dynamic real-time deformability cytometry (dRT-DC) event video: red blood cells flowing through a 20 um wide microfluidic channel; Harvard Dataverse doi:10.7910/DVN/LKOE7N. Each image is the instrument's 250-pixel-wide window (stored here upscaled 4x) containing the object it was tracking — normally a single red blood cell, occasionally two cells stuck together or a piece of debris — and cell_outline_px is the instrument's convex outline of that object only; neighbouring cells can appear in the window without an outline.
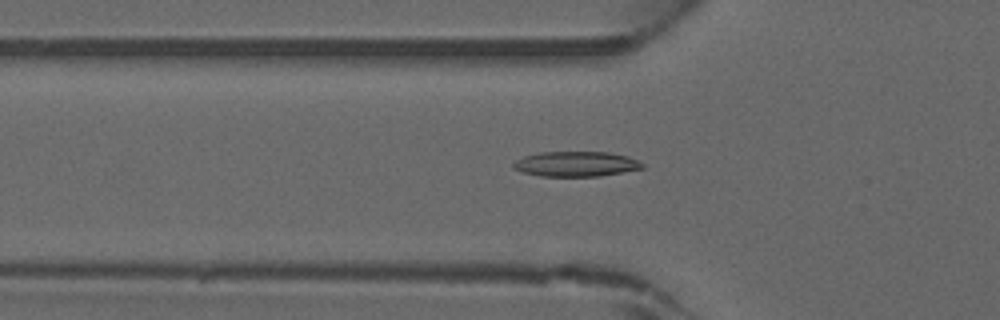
{"species": "common noctule bat (a hibernating species)", "species_latin": "Nyctalus noctula", "temperature_condition": "warm", "stored_images_in_passage": 38, "camera_frame_rate_fps": 3000, "um_per_image_px": 0.085, "animal": {"sex": "male", "forearm_length_mm": 52.5}, "frame": {"image": 1, "passage_image": 8, "time_ms": 2.333, "image_size_px": [1000, 320], "cell_outline_px": [[644, 168], [600, 176], [540, 176], [524, 172], [512, 168], [512, 164], [516, 160], [524, 156], [540, 152], [608, 152], [628, 156], [644, 164]], "centroid_in_image_um": [48.95, 13.93], "position_along_channel_um": 76.9, "area_um2": 18.79}}
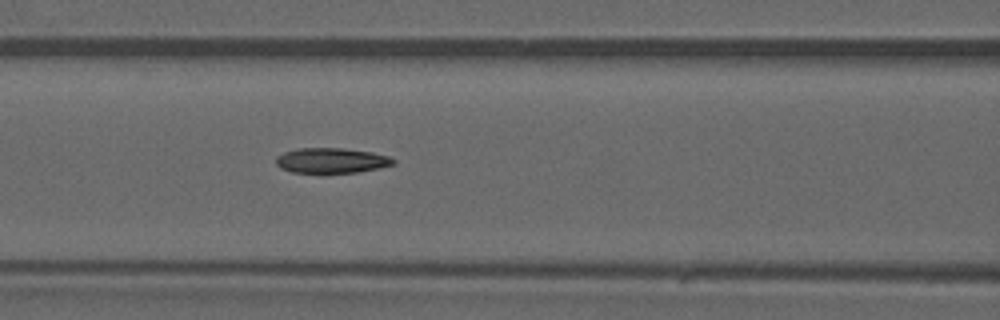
{"frame": {"image": 2, "passage_image": 12, "time_ms": 3.667, "image_size_px": [1000, 320], "cell_outline_px": [[396, 164], [380, 168], [356, 172], [324, 176], [320, 176], [292, 172], [280, 168], [276, 164], [276, 156], [284, 152], [296, 148], [344, 148], [372, 152], [388, 156], [396, 160]], "centroid_in_image_um": [28.14, 13.69], "position_along_channel_um": 138.5, "area_um2": 18.21}}
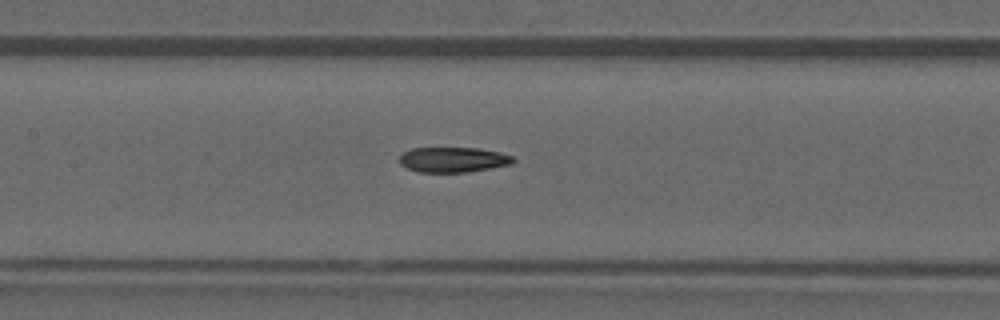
{"frame": {"image": 3, "passage_image": 14, "time_ms": 4.333, "image_size_px": [1000, 320], "cell_outline_px": [[516, 160], [512, 164], [468, 172], [416, 172], [400, 164], [400, 156], [404, 152], [412, 148], [476, 148], [500, 152], [512, 156]], "centroid_in_image_um": [38.52, 13.57], "position_along_channel_um": 168.9, "area_um2": 16.65}}